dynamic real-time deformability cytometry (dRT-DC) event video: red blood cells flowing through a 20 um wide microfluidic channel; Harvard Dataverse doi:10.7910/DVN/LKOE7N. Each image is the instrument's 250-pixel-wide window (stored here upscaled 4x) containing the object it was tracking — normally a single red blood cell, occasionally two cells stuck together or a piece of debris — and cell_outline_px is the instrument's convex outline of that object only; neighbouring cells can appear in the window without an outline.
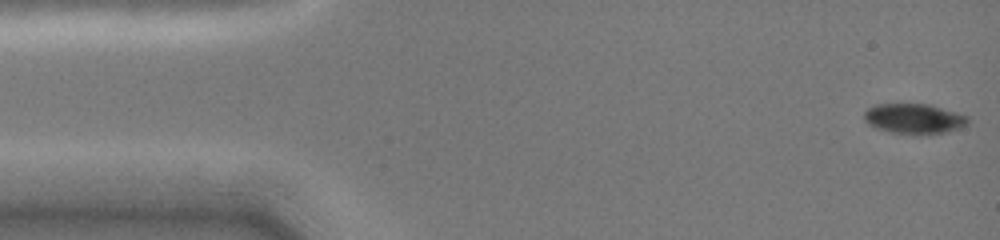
{"species": "common noctule bat (a hibernating species)", "species_latin": "Nyctalus noctula", "temperature_condition": "cold", "stored_images_in_passage": 47, "camera_frame_rate_fps": 3000, "um_per_image_px": 0.085, "animal": {"sex": "female", "body_mass_g": 19.0, "forearm_length_mm": 51.5}, "frame": {"image": 1, "passage_image": 1, "time_ms": 0.0, "image_size_px": [1000, 240], "cell_outline_px": [[968, 124], [960, 128], [948, 132], [888, 132], [876, 128], [868, 124], [864, 120], [864, 112], [868, 108], [876, 104], [928, 104], [956, 112], [968, 116]], "centroid_in_image_um": [77.67, 10.06], "position_along_channel_um": 7.3, "area_um2": 17.74}}
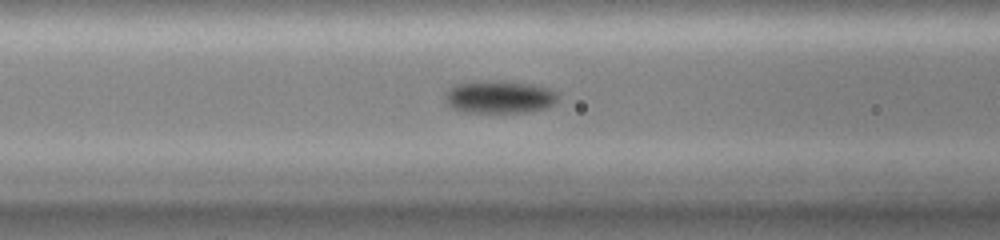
{"frame": {"image": 2, "passage_image": 18, "time_ms": 5.667, "image_size_px": [1000, 240], "cell_outline_px": [[556, 100], [552, 104], [544, 108], [528, 112], [464, 112], [452, 108], [444, 100], [444, 96], [448, 88], [456, 84], [480, 80], [528, 84], [548, 88], [556, 92]], "centroid_in_image_um": [42.36, 8.25], "position_along_channel_um": 124.2, "area_um2": 21.21}}
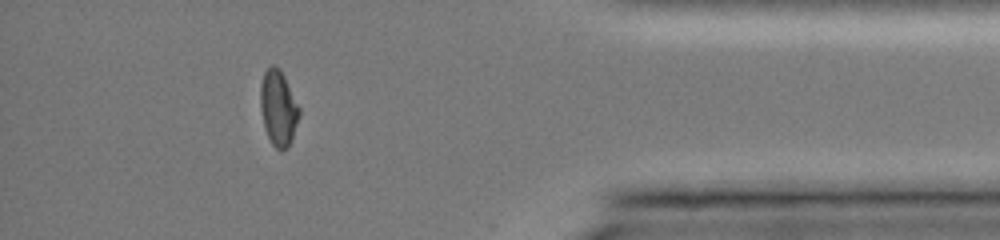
{"frame": {"image": 3, "passage_image": 41, "time_ms": 13.333, "image_size_px": [1000, 240], "cell_outline_px": [[300, 116], [292, 140], [288, 148], [280, 152], [272, 144], [264, 128], [260, 108], [260, 84], [264, 72], [272, 64], [280, 68], [300, 108]], "centroid_in_image_um": [23.66, 9.21], "position_along_channel_um": 411.5, "area_um2": 17.34}, "authors_computed_cell_mechanics": {"area_um2": 19.3052, "velocity_mm_per_s": 4.0803, "shape_relaxation_time_tau1_ms": 2.7137, "shape_relaxation_time_tau2_ms": null, "deformation_change_tau1": 0.1139, "deformation_change_tau2": null}}